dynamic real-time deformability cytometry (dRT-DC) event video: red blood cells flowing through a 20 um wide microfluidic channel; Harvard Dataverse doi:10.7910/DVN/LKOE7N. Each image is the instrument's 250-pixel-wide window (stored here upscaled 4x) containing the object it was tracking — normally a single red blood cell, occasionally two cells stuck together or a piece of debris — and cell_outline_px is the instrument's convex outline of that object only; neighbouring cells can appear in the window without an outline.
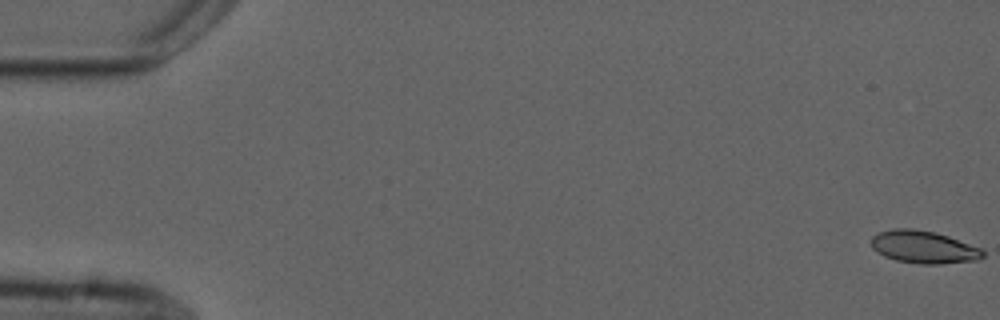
{"species": "common noctule bat (a hibernating species)", "species_latin": "Nyctalus noctula", "temperature_condition": "cold", "stored_images_in_passage": 7, "camera_frame_rate_fps": 3000, "um_per_image_px": 0.085, "animal": {"sex": "male", "forearm_length_mm": 52.5}, "frame": {"image": 1, "passage_image": 1, "time_ms": 0.0, "image_size_px": [1000, 320], "cell_outline_px": [[984, 256], [980, 260], [940, 264], [920, 264], [896, 260], [884, 256], [872, 248], [872, 236], [880, 232], [892, 228], [912, 228], [932, 232], [948, 236], [980, 248], [984, 252]], "centroid_in_image_um": [78.51, 21.01], "position_along_channel_um": 6.5, "area_um2": 21.1}}
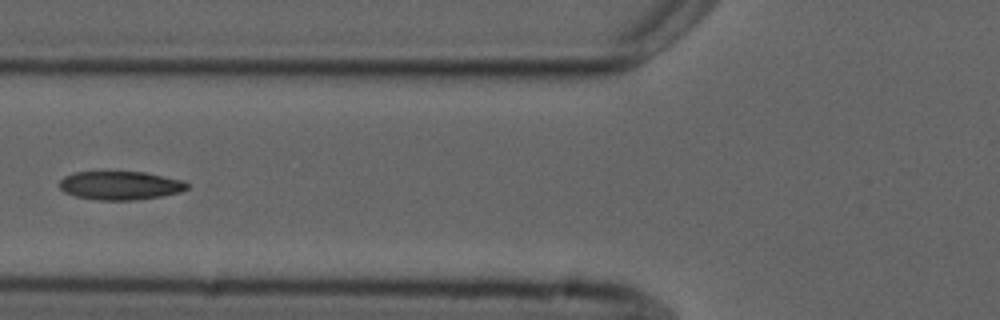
{"frame": {"image": 2, "passage_image": 6, "time_ms": 7.0, "image_size_px": [1000, 320], "cell_outline_px": [[192, 184], [188, 188], [180, 192], [160, 196], [132, 200], [96, 200], [76, 196], [64, 192], [60, 188], [60, 180], [64, 176], [76, 172], [144, 172], [184, 180]], "centroid_in_image_um": [10.25, 15.76], "position_along_channel_um": 115.5, "area_um2": 21.27}}
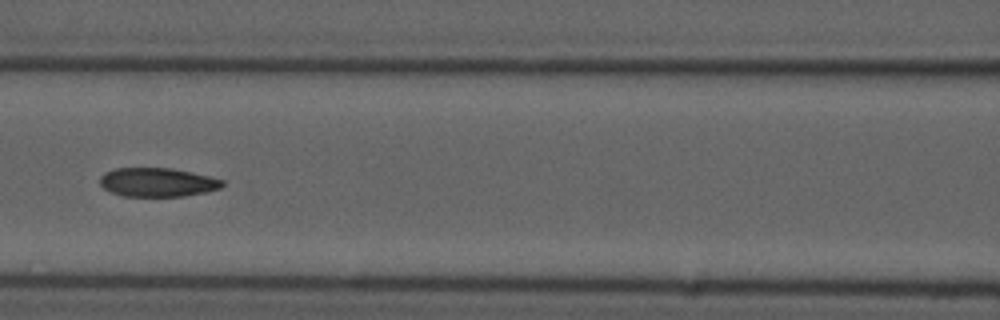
{"frame": {"image": 3, "passage_image": 7, "time_ms": 8.0, "image_size_px": [1000, 320], "cell_outline_px": [[224, 184], [220, 188], [204, 192], [184, 196], [124, 196], [112, 192], [104, 188], [100, 184], [100, 176], [104, 172], [116, 168], [172, 168], [192, 172], [224, 180]], "centroid_in_image_um": [13.37, 15.48], "position_along_channel_um": 153.2, "area_um2": 20.52}}